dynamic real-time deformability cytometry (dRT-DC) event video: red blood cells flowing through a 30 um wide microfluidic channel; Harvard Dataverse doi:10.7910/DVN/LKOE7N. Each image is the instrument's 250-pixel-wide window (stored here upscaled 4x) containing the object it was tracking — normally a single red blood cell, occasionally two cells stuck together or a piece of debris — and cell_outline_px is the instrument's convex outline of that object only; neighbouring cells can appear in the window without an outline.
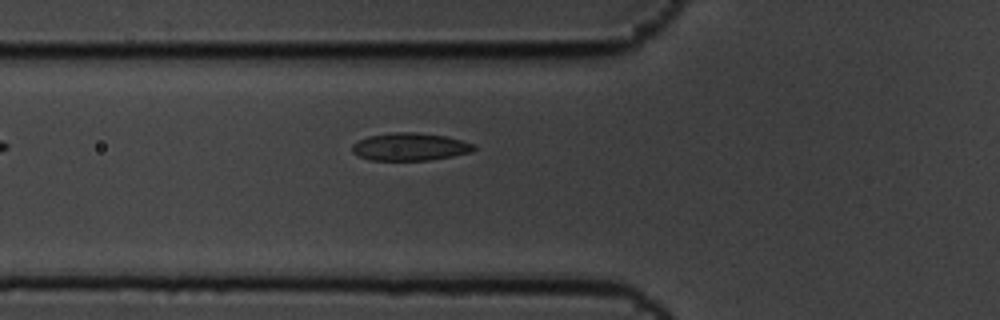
{"species": "common noctule bat (a hibernating species)", "species_latin": "Nyctalus noctula", "temperature_condition": "cold", "stored_images_in_passage": 3, "camera_frame_rate_fps": 3000, "um_per_image_px": 0.085, "animal": {"sex": "male", "body_mass_g": 19.5, "forearm_length_mm": 54.6}, "frame": {"image": 1, "passage_image": 3, "time_ms": 0.667, "image_size_px": [1000, 320], "cell_outline_px": [[476, 148], [472, 152], [452, 156], [428, 160], [368, 160], [352, 152], [352, 144], [356, 140], [368, 136], [396, 132], [416, 132], [444, 136], [476, 144]], "centroid_in_image_um": [34.83, 12.47], "position_along_channel_um": 91.0, "area_um2": 19.65}}